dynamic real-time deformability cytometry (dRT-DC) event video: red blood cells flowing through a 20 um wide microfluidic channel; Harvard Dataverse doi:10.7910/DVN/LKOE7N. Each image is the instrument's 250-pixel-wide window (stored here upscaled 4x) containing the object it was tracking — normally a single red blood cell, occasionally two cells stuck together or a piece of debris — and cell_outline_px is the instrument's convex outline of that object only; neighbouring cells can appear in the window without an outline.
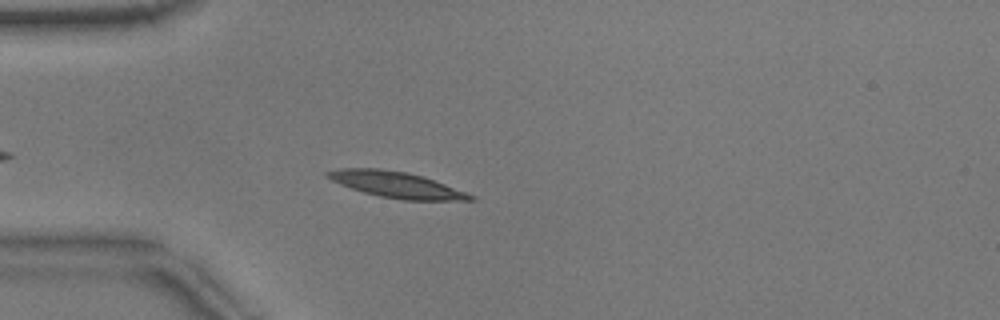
{"species": "common noctule bat (a hibernating species)", "species_latin": "Nyctalus noctula", "temperature_condition": "warm", "stored_images_in_passage": 34, "camera_frame_rate_fps": 3000, "um_per_image_px": 0.085, "animal": {"sex": "male", "body_mass_g": 17.9}, "frame": {"image": 1, "passage_image": 6, "time_ms": 1.667, "image_size_px": [1000, 320], "cell_outline_px": [[476, 200], [404, 200], [380, 196], [364, 192], [340, 184], [324, 176], [324, 172], [340, 168], [380, 168], [408, 172], [424, 176], [468, 192], [476, 196]], "centroid_in_image_um": [33.72, 15.69], "position_along_channel_um": 51.3, "area_um2": 21.79}}
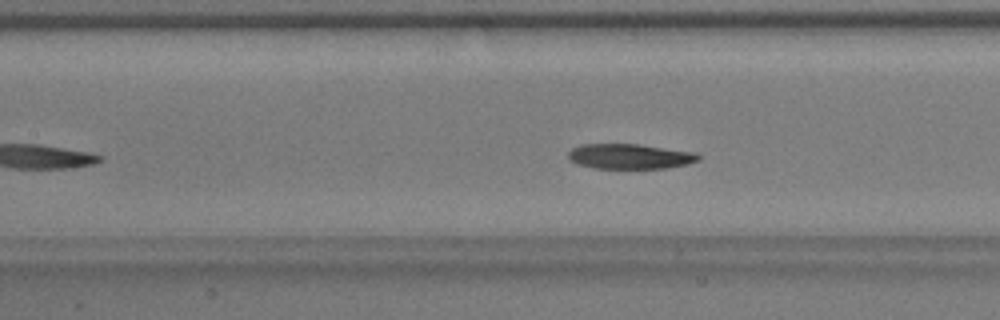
{"frame": {"image": 2, "passage_image": 15, "time_ms": 4.667, "image_size_px": [1000, 320], "cell_outline_px": [[700, 160], [688, 164], [668, 168], [596, 168], [576, 164], [568, 160], [568, 152], [572, 148], [580, 144], [636, 144], [696, 152], [700, 156]], "centroid_in_image_um": [53.53, 13.29], "position_along_channel_um": 153.9, "area_um2": 19.13}}
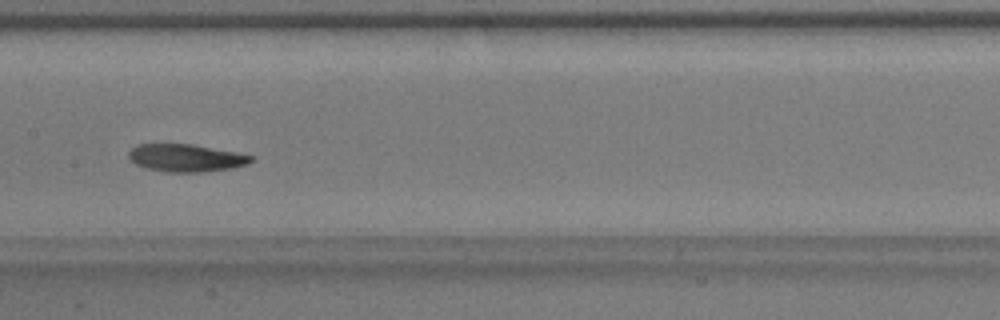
{"frame": {"image": 3, "passage_image": 18, "time_ms": 5.667, "image_size_px": [1000, 320], "cell_outline_px": [[256, 160], [248, 164], [232, 168], [204, 172], [168, 172], [144, 168], [128, 160], [128, 152], [132, 148], [140, 144], [192, 144], [236, 152], [256, 156]], "centroid_in_image_um": [15.84, 13.43], "position_along_channel_um": 191.6, "area_um2": 19.94}, "authors_computed_cell_mechanics": {"area_um2": 19.8254, "velocity_mm_per_s": 3.7854, "shape_relaxation_time_tau1_ms": 4.2818, "shape_relaxation_time_tau2_ms": 4.8175, "deformation_change_tau1": 0.1365, "deformation_change_tau2": 0.1193}}